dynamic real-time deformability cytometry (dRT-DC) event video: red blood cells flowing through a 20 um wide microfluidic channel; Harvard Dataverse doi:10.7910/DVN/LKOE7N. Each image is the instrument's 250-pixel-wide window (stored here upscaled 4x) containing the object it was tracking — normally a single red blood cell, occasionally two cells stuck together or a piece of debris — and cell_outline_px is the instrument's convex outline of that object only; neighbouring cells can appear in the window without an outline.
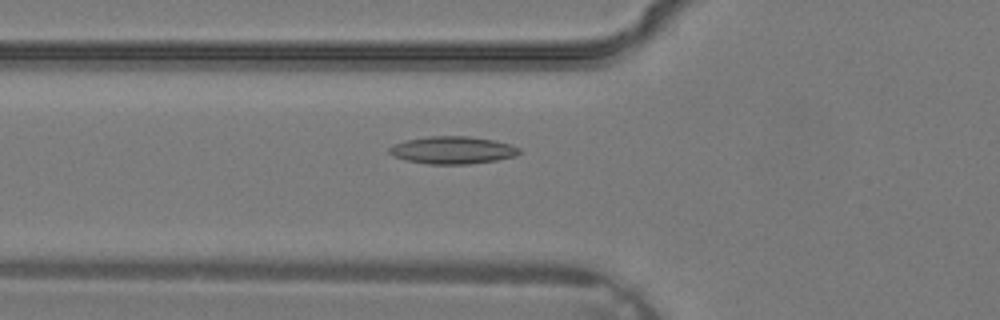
{"species": "common noctule bat (a hibernating species)", "species_latin": "Nyctalus noctula", "temperature_condition": "warm", "stored_images_in_passage": 32, "camera_frame_rate_fps": 3000, "um_per_image_px": 0.085, "animal": {"sex": "male", "body_mass_g": 19.2, "forearm_length_mm": 51.8}, "frame": {"image": 1, "passage_image": 9, "time_ms": 2.667, "image_size_px": [1000, 320], "cell_outline_px": [[520, 152], [516, 156], [496, 160], [468, 164], [428, 164], [404, 160], [392, 156], [388, 152], [388, 148], [404, 140], [428, 136], [468, 136], [492, 140], [508, 144], [520, 148]], "centroid_in_image_um": [38.42, 12.76], "position_along_channel_um": 87.4, "area_um2": 20.81}}
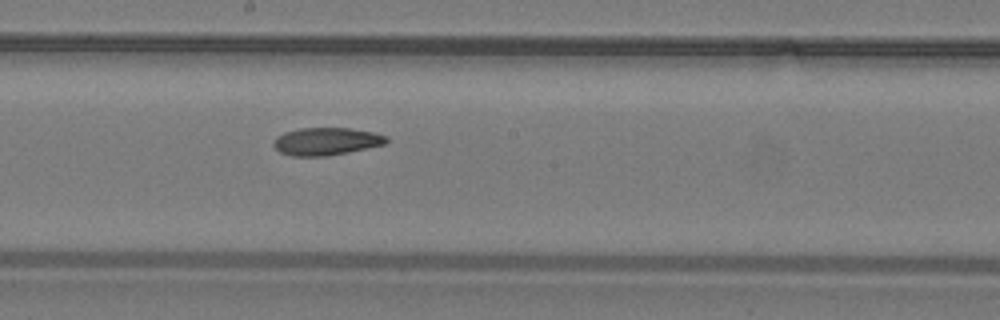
{"frame": {"image": 2, "passage_image": 16, "time_ms": 5.0, "image_size_px": [1000, 320], "cell_outline_px": [[388, 140], [384, 144], [348, 152], [324, 156], [292, 156], [280, 152], [272, 144], [272, 140], [276, 136], [284, 132], [300, 128], [348, 128], [372, 132], [388, 136]], "centroid_in_image_um": [27.68, 12.01], "position_along_channel_um": 220.5, "area_um2": 18.09}}
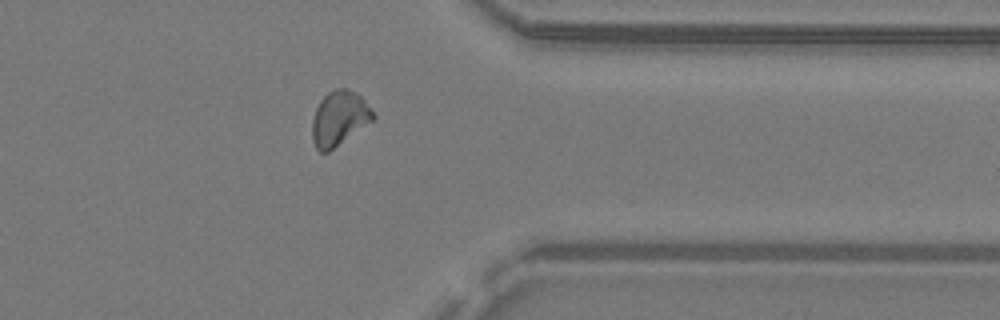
{"frame": {"image": 3, "passage_image": 25, "time_ms": 8.0, "image_size_px": [1000, 320], "cell_outline_px": [[376, 116], [372, 120], [328, 152], [320, 152], [316, 148], [312, 140], [312, 120], [316, 108], [320, 100], [328, 92], [336, 88], [348, 88], [356, 92], [360, 96]], "centroid_in_image_um": [28.8, 10.04], "position_along_channel_um": 382.6, "area_um2": 19.07}}